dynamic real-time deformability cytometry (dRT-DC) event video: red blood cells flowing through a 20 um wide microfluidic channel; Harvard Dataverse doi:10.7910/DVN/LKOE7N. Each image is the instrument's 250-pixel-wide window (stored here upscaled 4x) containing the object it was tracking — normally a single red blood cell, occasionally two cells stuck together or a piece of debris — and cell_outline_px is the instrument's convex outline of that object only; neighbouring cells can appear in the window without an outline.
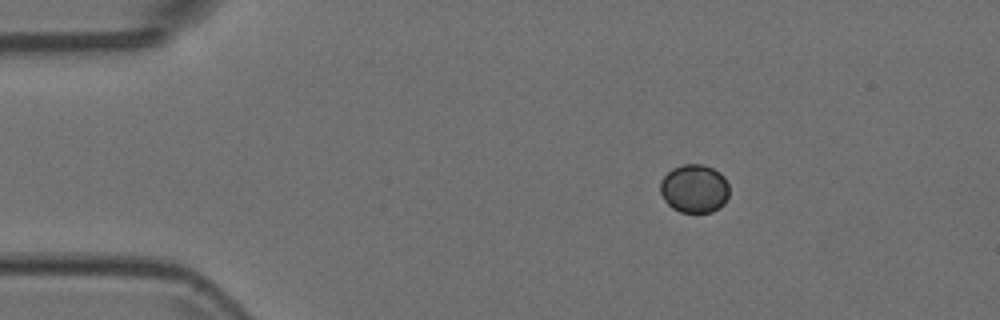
{"species": "Egyptian fruit bat (a non-hibernating species)", "species_latin": "Rousettus aegyptiacus", "temperature_condition": "room temperature", "stored_images_in_passage": 4, "camera_frame_rate_fps": 3000, "um_per_image_px": 0.085, "animal": {"sex": "female"}, "frame": {"image": 1, "passage_image": 2, "time_ms": 0.333, "image_size_px": [1000, 320], "cell_outline_px": [[728, 196], [724, 204], [720, 208], [712, 212], [680, 212], [672, 208], [664, 200], [660, 192], [660, 180], [672, 168], [684, 164], [704, 164], [720, 172], [724, 176], [728, 184]], "centroid_in_image_um": [59.02, 16.03], "position_along_channel_um": 26.0, "area_um2": 19.65}}
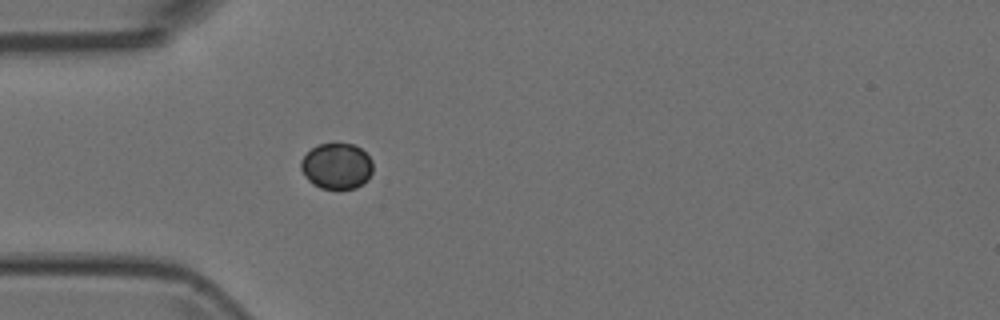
{"frame": {"image": 2, "passage_image": 4, "time_ms": 1.0, "image_size_px": [1000, 320], "cell_outline_px": [[372, 172], [368, 180], [356, 188], [320, 188], [312, 184], [308, 180], [300, 168], [300, 160], [316, 144], [352, 144], [360, 148], [372, 160]], "centroid_in_image_um": [28.61, 14.12], "position_along_channel_um": 56.4, "area_um2": 19.19}}